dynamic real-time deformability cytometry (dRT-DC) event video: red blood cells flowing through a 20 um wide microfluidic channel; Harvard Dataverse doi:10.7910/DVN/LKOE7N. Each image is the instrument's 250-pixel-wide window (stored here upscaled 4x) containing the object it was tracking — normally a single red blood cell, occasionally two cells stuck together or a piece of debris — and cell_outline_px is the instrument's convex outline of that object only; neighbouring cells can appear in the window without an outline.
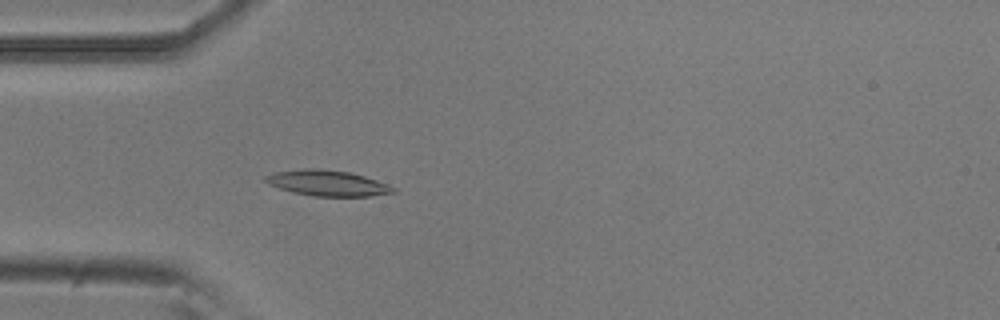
{"species": "common noctule bat (a hibernating species)", "species_latin": "Nyctalus noctula", "temperature_condition": "room temperature", "stored_images_in_passage": 5, "camera_frame_rate_fps": 3000, "um_per_image_px": 0.085, "animal": {"sex": "male", "body_mass_g": 20.5, "forearm_length_mm": 52.5}, "frame": {"image": 1, "passage_image": 5, "time_ms": 1.333, "image_size_px": [1000, 320], "cell_outline_px": [[396, 192], [372, 196], [312, 196], [292, 192], [268, 184], [264, 180], [264, 176], [272, 172], [304, 168], [320, 168], [348, 172], [364, 176], [388, 184], [396, 188]], "centroid_in_image_um": [27.81, 15.56], "position_along_channel_um": 57.2, "area_um2": 19.25}}